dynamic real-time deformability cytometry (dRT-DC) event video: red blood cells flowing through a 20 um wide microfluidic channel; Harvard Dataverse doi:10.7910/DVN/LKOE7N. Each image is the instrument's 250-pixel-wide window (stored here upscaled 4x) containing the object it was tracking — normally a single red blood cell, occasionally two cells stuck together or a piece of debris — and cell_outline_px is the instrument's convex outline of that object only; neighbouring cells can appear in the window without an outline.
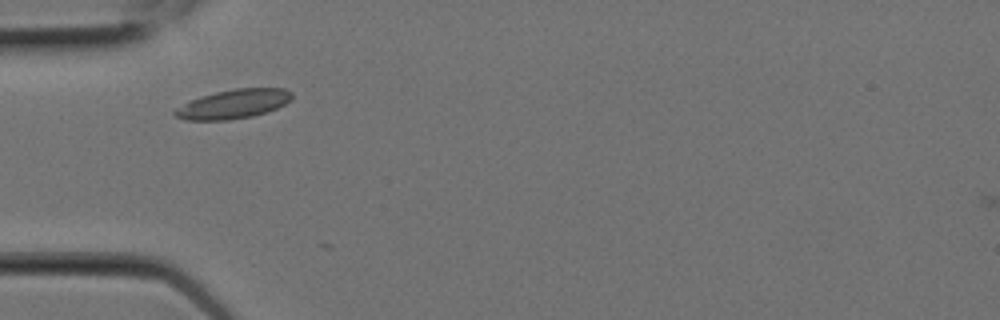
{"species": "Egyptian fruit bat (a non-hibernating species)", "species_latin": "Rousettus aegyptiacus", "temperature_condition": "room temperature", "stored_images_in_passage": 2, "camera_frame_rate_fps": 3000, "um_per_image_px": 0.085, "animal": {"sex": "female"}, "frame": {"image": 1, "passage_image": 1, "time_ms": 0.0, "image_size_px": [1000, 320], "cell_outline_px": [[292, 96], [284, 104], [264, 112], [248, 116], [216, 120], [192, 120], [180, 116], [176, 112], [192, 100], [204, 96], [220, 92], [244, 88], [280, 88], [288, 92]], "centroid_in_image_um": [19.92, 8.83], "position_along_channel_um": 65.1, "area_um2": 18.15}}
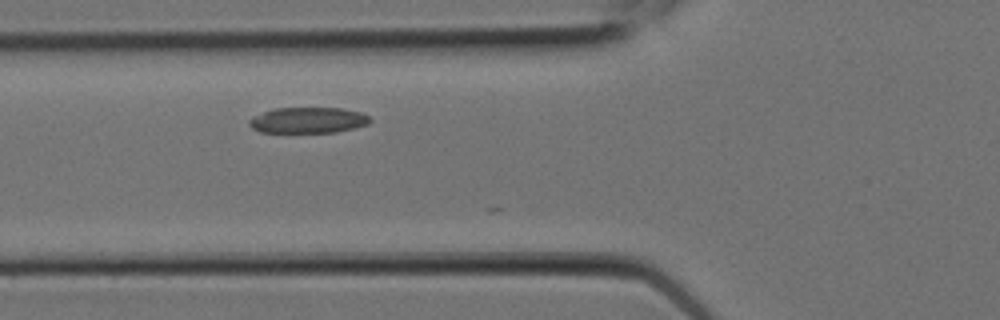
{"frame": {"image": 2, "passage_image": 2, "time_ms": 0.333, "image_size_px": [1000, 320], "cell_outline_px": [[368, 120], [364, 124], [348, 128], [328, 132], [264, 132], [256, 128], [252, 124], [252, 120], [268, 112], [284, 108], [336, 108], [356, 112], [368, 116]], "centroid_in_image_um": [26.22, 10.22], "position_along_channel_um": 99.6, "area_um2": 16.59}}